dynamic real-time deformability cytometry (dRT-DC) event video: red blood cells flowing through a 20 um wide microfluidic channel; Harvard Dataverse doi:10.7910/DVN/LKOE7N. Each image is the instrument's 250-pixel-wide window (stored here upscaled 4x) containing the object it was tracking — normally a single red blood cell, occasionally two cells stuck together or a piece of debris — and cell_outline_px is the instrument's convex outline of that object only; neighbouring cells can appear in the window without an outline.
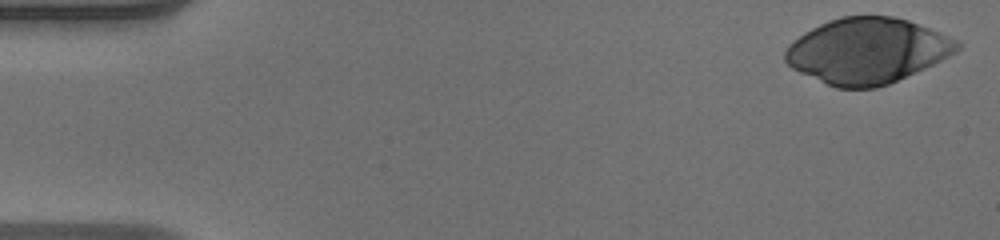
{"species": "human", "species_latin": "Homo sapiens", "temperature_condition": "warm", "stored_images_in_passage": 42, "camera_frame_rate_fps": 3000, "um_per_image_px": 0.085, "donor": {"sex": "male"}, "frame": {"image": 1, "passage_image": 1, "time_ms": 0.0, "image_size_px": [1000, 240], "cell_outline_px": [[960, 48], [956, 52], [924, 68], [888, 84], [876, 88], [836, 88], [800, 72], [792, 68], [784, 60], [784, 52], [788, 44], [804, 32], [828, 20], [840, 16], [892, 16], [908, 20], [960, 40]], "centroid_in_image_um": [73.69, 4.31], "position_along_channel_um": 11.3, "area_um2": 65.31}}